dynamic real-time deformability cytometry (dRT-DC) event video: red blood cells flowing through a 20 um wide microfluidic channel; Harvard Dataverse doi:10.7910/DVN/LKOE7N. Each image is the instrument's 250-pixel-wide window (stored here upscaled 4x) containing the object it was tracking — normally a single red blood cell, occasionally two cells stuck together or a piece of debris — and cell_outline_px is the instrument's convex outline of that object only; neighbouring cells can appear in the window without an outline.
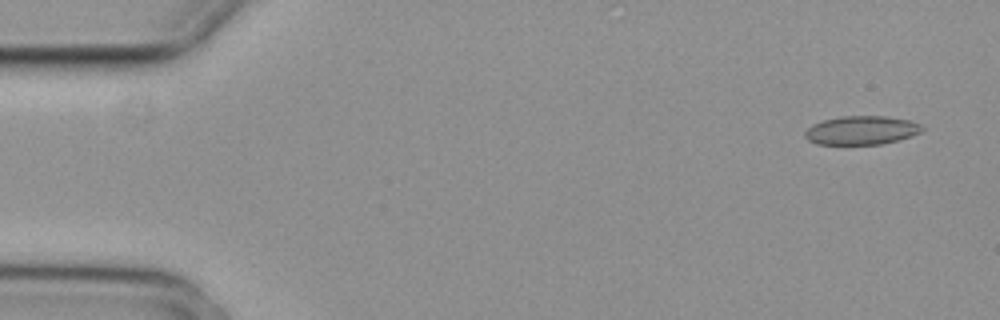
{"species": "common noctule bat (a hibernating species)", "species_latin": "Nyctalus noctula", "temperature_condition": "cold", "stored_images_in_passage": 6, "camera_frame_rate_fps": 3000, "um_per_image_px": 0.085, "animal": {"sex": "female", "body_mass_g": 29.2, "forearm_length_mm": 56.3}, "frame": {"image": 1, "passage_image": 1, "time_ms": 0.0, "image_size_px": [1000, 320], "cell_outline_px": [[924, 128], [920, 132], [912, 136], [900, 140], [880, 144], [816, 144], [808, 140], [804, 136], [804, 132], [812, 124], [824, 120], [840, 116], [884, 116], [908, 120], [920, 124]], "centroid_in_image_um": [73.21, 11.08], "position_along_channel_um": 11.8, "area_um2": 19.59}}
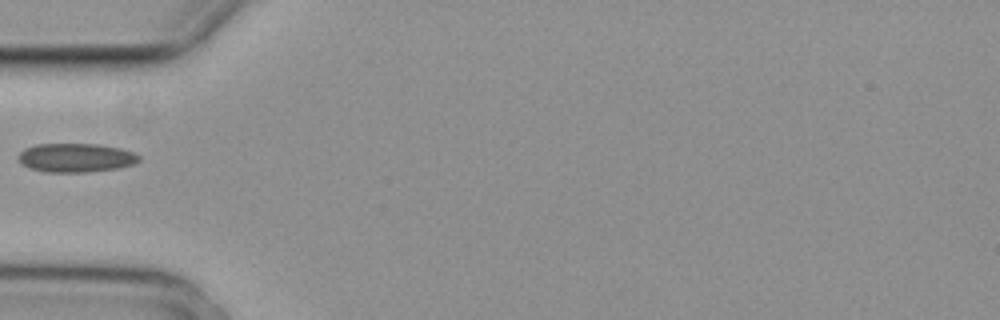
{"frame": {"image": 2, "passage_image": 5, "time_ms": 1.333, "image_size_px": [1000, 320], "cell_outline_px": [[140, 160], [132, 164], [116, 168], [84, 172], [44, 172], [28, 168], [20, 164], [16, 156], [24, 148], [36, 144], [96, 144], [120, 148], [132, 152], [140, 156]], "centroid_in_image_um": [6.36, 13.4], "position_along_channel_um": 78.6, "area_um2": 20.35}}
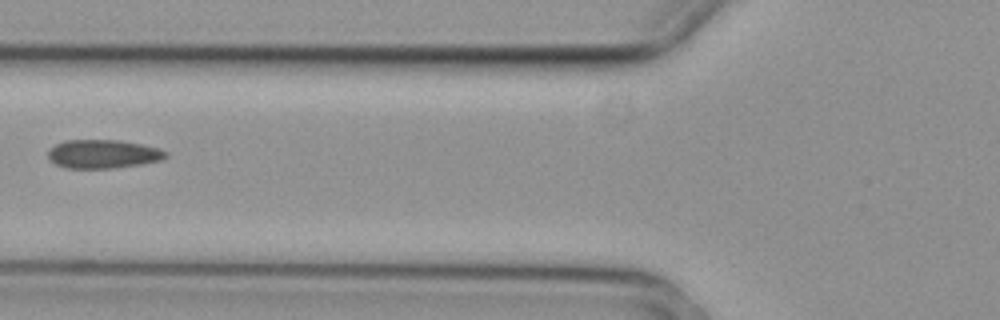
{"frame": {"image": 3, "passage_image": 6, "time_ms": 1.667, "image_size_px": [1000, 320], "cell_outline_px": [[168, 156], [160, 160], [140, 164], [112, 168], [64, 168], [56, 164], [48, 156], [48, 152], [56, 144], [64, 140], [120, 140], [160, 148], [168, 152]], "centroid_in_image_um": [8.78, 13.08], "position_along_channel_um": 117.0, "area_um2": 19.54}}